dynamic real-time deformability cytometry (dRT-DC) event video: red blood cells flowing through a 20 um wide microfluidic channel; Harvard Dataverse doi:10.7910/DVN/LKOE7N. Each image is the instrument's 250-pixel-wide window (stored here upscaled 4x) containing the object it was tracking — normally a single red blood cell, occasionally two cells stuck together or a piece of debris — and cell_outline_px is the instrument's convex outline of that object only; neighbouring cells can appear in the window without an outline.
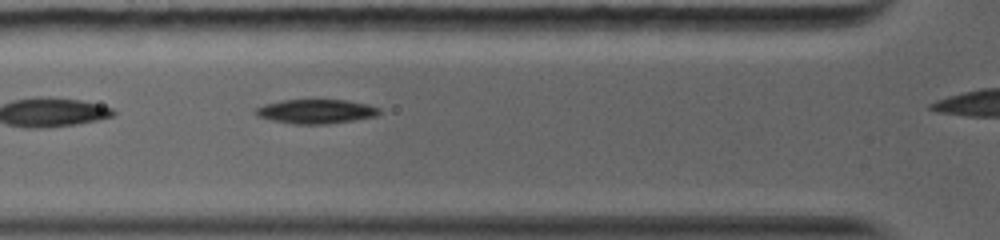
{"species": "common noctule bat (a hibernating species)", "species_latin": "Nyctalus noctula", "temperature_condition": "warm", "stored_images_in_passage": 10, "camera_frame_rate_fps": 5000, "um_per_image_px": 0.085, "animal": {"sex": "female", "body_mass_g": 19.0, "forearm_length_mm": 56.7}, "frame": {"image": 1, "passage_image": 2, "time_ms": 1.0, "image_size_px": [1000, 240], "cell_outline_px": [[380, 112], [376, 116], [328, 124], [292, 124], [272, 120], [256, 116], [256, 108], [264, 104], [280, 100], [344, 100], [368, 104], [380, 108]], "centroid_in_image_um": [26.84, 9.47], "position_along_channel_um": 99.0, "area_um2": 17.4}}